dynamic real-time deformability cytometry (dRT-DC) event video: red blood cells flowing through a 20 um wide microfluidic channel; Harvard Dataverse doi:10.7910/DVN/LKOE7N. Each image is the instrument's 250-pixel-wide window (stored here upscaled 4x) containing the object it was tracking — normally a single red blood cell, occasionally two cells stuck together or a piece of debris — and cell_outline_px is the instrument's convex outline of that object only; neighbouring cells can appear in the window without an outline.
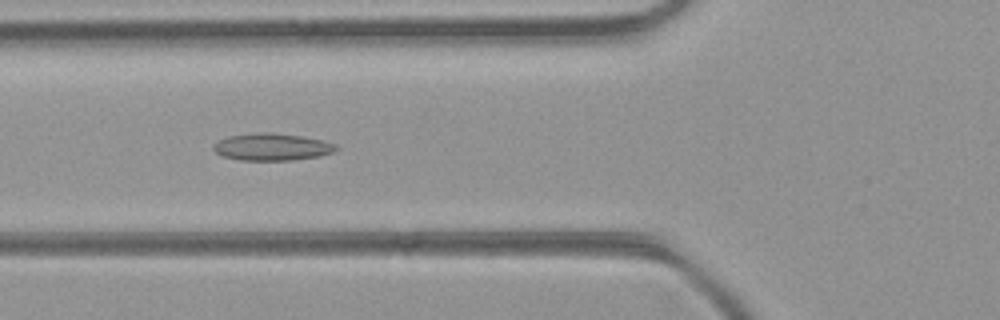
{"species": "common noctule bat (a hibernating species)", "species_latin": "Nyctalus noctula", "temperature_condition": "room temperature", "stored_images_in_passage": 38, "camera_frame_rate_fps": 3000, "um_per_image_px": 0.085, "animal": {"sex": "female", "body_mass_g": 21.9}, "frame": {"image": 1, "passage_image": 8, "time_ms": 2.333, "image_size_px": [1000, 320], "cell_outline_px": [[340, 148], [332, 152], [320, 156], [292, 160], [240, 160], [224, 156], [216, 152], [212, 148], [220, 140], [228, 136], [260, 132], [272, 132], [300, 136], [320, 140], [336, 144]], "centroid_in_image_um": [23.14, 12.49], "position_along_channel_um": 102.7, "area_um2": 19.19}}
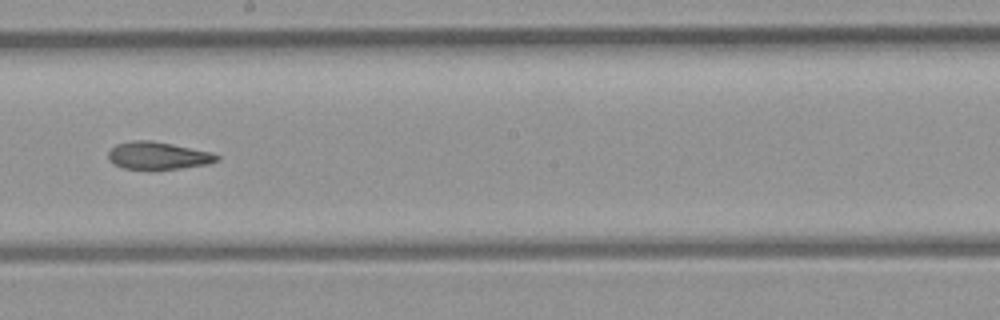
{"frame": {"image": 2, "passage_image": 17, "time_ms": 5.333, "image_size_px": [1000, 320], "cell_outline_px": [[220, 160], [208, 164], [180, 168], [124, 168], [112, 164], [108, 160], [108, 152], [116, 144], [132, 140], [148, 140], [172, 144], [212, 152], [220, 156]], "centroid_in_image_um": [13.43, 13.21], "position_along_channel_um": 234.8, "area_um2": 17.22}}
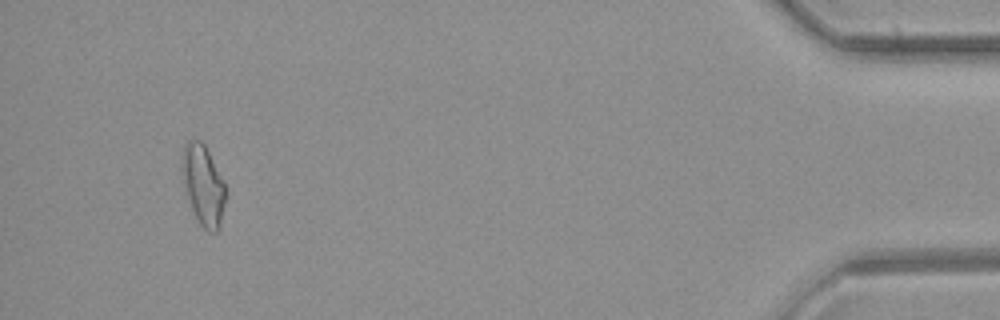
{"frame": {"image": 3, "passage_image": 35, "time_ms": 11.333, "image_size_px": [1000, 320], "cell_outline_px": [[224, 200], [220, 228], [216, 232], [208, 232], [200, 224], [192, 208], [184, 184], [180, 156], [188, 140], [200, 140], [204, 144], [224, 184]], "centroid_in_image_um": [17.25, 15.73], "position_along_channel_um": 418.0, "area_um2": 19.65}, "authors_computed_cell_mechanics": {"area_um2": 18.1781, "velocity_mm_per_s": 4.3822, "shape_relaxation_time_tau1_ms": null, "shape_relaxation_time_tau2_ms": 3.3217, "deformation_change_tau1": null, "deformation_change_tau2": 0.1115}}